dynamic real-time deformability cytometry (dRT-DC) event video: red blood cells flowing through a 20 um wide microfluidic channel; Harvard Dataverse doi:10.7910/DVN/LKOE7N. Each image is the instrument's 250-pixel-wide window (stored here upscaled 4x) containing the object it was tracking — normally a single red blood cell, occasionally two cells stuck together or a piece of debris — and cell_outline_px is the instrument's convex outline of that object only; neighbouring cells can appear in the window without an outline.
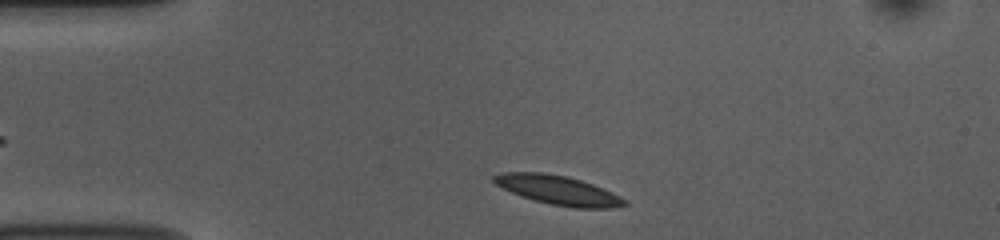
{"species": "common noctule bat (a hibernating species)", "species_latin": "Nyctalus noctula", "temperature_condition": "room temperature", "stored_images_in_passage": 32, "camera_frame_rate_fps": 3000, "um_per_image_px": 0.085, "animal": {"sex": "female", "body_mass_g": 10.0, "forearm_length_mm": 53.1}, "frame": {"image": 1, "passage_image": 2, "time_ms": 0.333, "image_size_px": [1000, 240], "cell_outline_px": [[628, 204], [612, 208], [572, 208], [552, 204], [536, 200], [512, 192], [496, 184], [492, 180], [492, 176], [500, 172], [544, 172], [568, 176], [592, 184], [612, 192], [628, 200]], "centroid_in_image_um": [47.47, 16.15], "position_along_channel_um": 37.5, "area_um2": 22.08}}
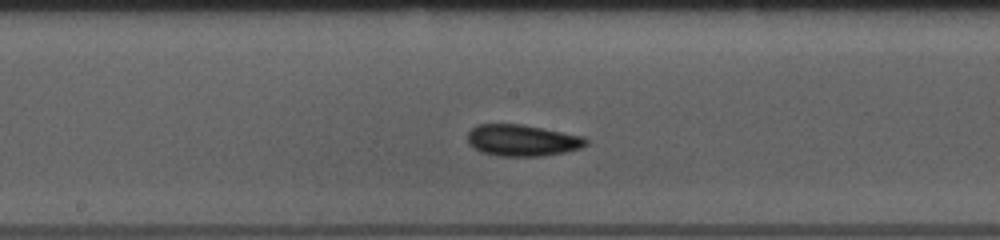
{"frame": {"image": 2, "passage_image": 18, "time_ms": 5.667, "image_size_px": [1000, 240], "cell_outline_px": [[588, 144], [580, 148], [564, 152], [544, 156], [496, 156], [480, 152], [472, 148], [468, 144], [468, 132], [476, 124], [520, 124], [584, 136], [588, 140]], "centroid_in_image_um": [44.36, 11.94], "position_along_channel_um": 203.8, "area_um2": 21.91}}
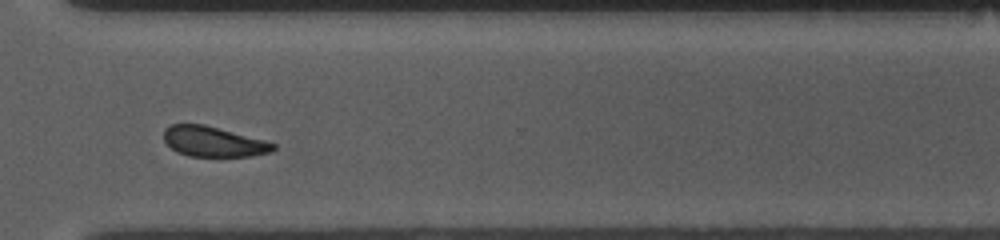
{"frame": {"image": 3, "passage_image": 30, "time_ms": 9.667, "image_size_px": [1000, 240], "cell_outline_px": [[276, 148], [272, 152], [248, 156], [188, 156], [176, 152], [164, 140], [164, 128], [172, 124], [204, 124], [264, 140], [276, 144]], "centroid_in_image_um": [18.13, 12.04], "position_along_channel_um": 352.5, "area_um2": 19.19}, "authors_computed_cell_mechanics": {"area_um2": 21.2126, "velocity_mm_per_s": 3.7129, "shape_relaxation_time_tau1_ms": 2.4146, "shape_relaxation_time_tau2_ms": 2.3644, "deformation_change_tau1": 0.0706, "deformation_change_tau2": 0.0657}}